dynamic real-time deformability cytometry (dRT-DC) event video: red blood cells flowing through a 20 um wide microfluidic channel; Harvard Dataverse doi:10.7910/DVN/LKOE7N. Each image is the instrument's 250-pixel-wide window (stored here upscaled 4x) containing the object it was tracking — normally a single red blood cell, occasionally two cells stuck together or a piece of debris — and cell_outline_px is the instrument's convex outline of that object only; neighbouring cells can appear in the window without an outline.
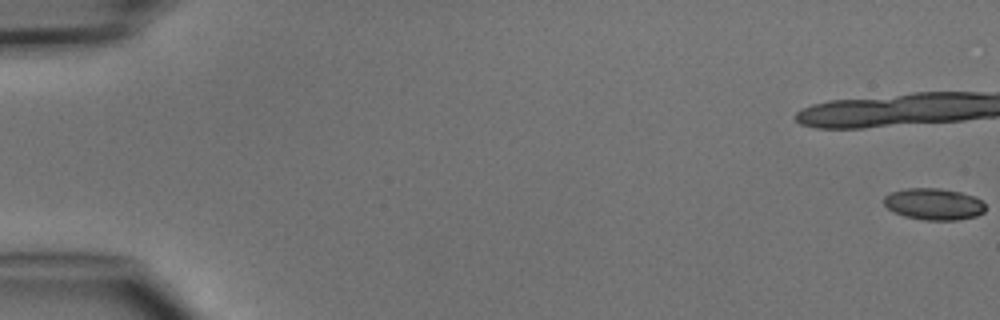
{"species": "common noctule bat (a hibernating species)", "species_latin": "Nyctalus noctula", "temperature_condition": "cold", "stored_images_in_passage": 6, "camera_frame_rate_fps": 3000, "um_per_image_px": 0.085, "animal": {"sex": "male", "body_mass_g": 15.6}, "frame": {"image": 1, "passage_image": 1, "time_ms": 0.0, "image_size_px": [1000, 320], "cell_outline_px": [[984, 212], [976, 216], [956, 220], [924, 220], [904, 216], [892, 212], [884, 204], [884, 196], [892, 192], [908, 188], [940, 188], [960, 192], [976, 196], [984, 204]], "centroid_in_image_um": [79.36, 17.35], "position_along_channel_um": 5.6, "area_um2": 18.73}}